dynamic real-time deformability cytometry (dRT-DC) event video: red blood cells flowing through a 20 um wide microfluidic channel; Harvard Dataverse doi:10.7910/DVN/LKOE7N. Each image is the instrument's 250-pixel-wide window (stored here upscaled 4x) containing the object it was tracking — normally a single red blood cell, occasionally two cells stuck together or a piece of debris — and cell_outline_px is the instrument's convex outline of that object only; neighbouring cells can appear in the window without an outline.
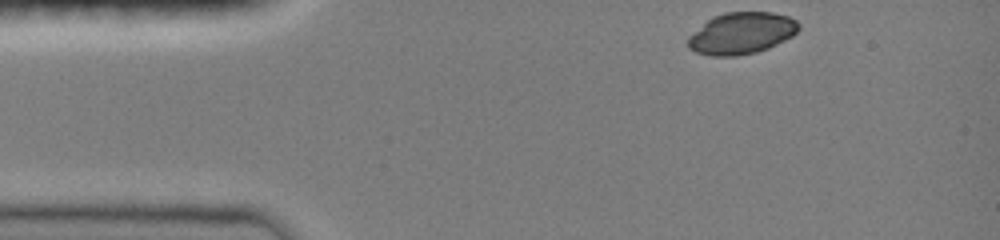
{"species": "common noctule bat (a hibernating species)", "species_latin": "Nyctalus noctula", "temperature_condition": "room temperature", "stored_images_in_passage": 5, "camera_frame_rate_fps": 3000, "um_per_image_px": 0.085, "animal": {"sex": "female", "body_mass_g": 19.0, "forearm_length_mm": 51.5}, "frame": {"image": 1, "passage_image": 1, "time_ms": 0.0, "image_size_px": [1000, 240], "cell_outline_px": [[800, 28], [792, 36], [768, 48], [756, 52], [736, 56], [712, 56], [696, 52], [688, 48], [688, 36], [712, 16], [724, 12], [772, 12], [788, 16], [796, 20], [800, 24]], "centroid_in_image_um": [63.02, 2.82], "position_along_channel_um": 22.0, "area_um2": 26.93}}
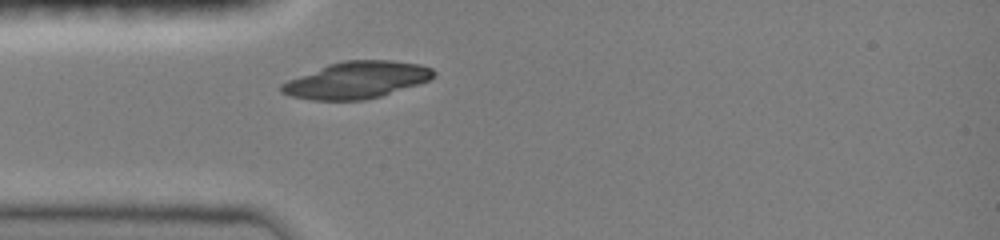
{"frame": {"image": 2, "passage_image": 5, "time_ms": 2.333, "image_size_px": [1000, 240], "cell_outline_px": [[436, 76], [428, 80], [380, 96], [364, 100], [312, 100], [292, 96], [280, 92], [280, 84], [288, 80], [328, 64], [344, 60], [388, 60], [420, 64], [432, 68], [436, 72]], "centroid_in_image_um": [30.3, 6.8], "position_along_channel_um": 54.7, "area_um2": 32.37}}